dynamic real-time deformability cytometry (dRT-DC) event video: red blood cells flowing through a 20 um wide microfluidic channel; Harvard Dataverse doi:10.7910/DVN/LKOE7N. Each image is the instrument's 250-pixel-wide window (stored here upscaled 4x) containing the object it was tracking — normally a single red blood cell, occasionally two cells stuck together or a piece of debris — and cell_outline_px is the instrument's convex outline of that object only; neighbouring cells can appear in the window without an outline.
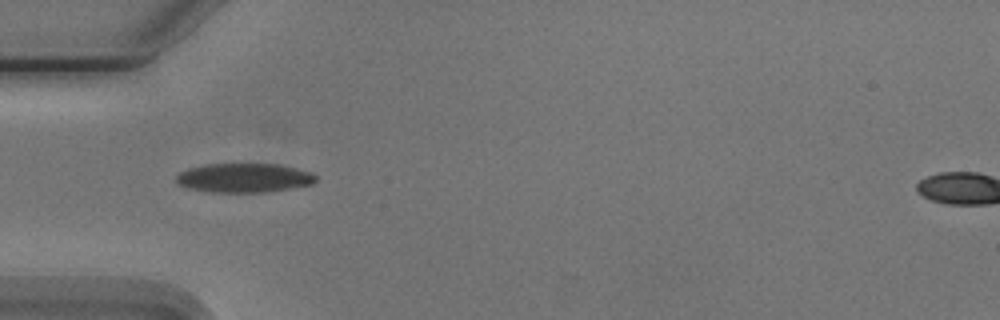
{"species": "Egyptian fruit bat (a non-hibernating species)", "species_latin": "Rousettus aegyptiacus", "temperature_condition": "cold", "stored_images_in_passage": 4, "camera_frame_rate_fps": 3000, "um_per_image_px": 0.085, "animal": {"sex": "male"}, "frame": {"image": 1, "passage_image": 1, "time_ms": 0.0, "image_size_px": [1000, 320], "cell_outline_px": [[316, 180], [312, 184], [268, 192], [208, 192], [188, 188], [176, 184], [176, 176], [180, 172], [188, 168], [204, 164], [276, 164], [296, 168], [312, 172], [316, 176]], "centroid_in_image_um": [20.71, 15.12], "position_along_channel_um": 64.3, "area_um2": 23.81}}
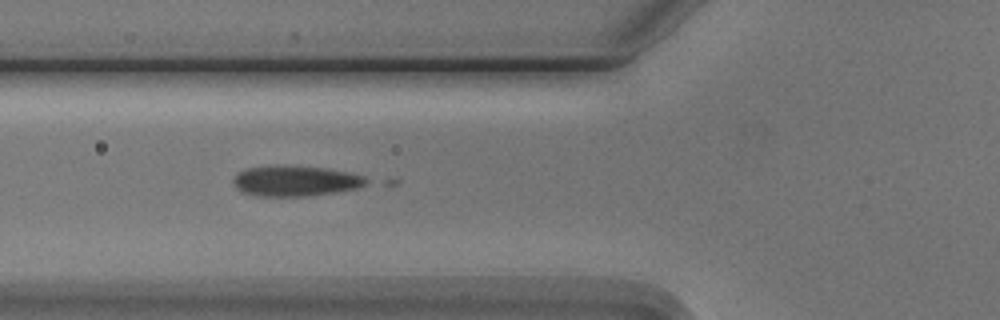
{"frame": {"image": 2, "passage_image": 2, "time_ms": 1.0, "image_size_px": [1000, 320], "cell_outline_px": [[372, 180], [368, 184], [360, 188], [336, 192], [308, 196], [256, 196], [244, 192], [236, 188], [232, 180], [236, 172], [244, 168], [276, 164], [324, 168], [348, 172], [364, 176]], "centroid_in_image_um": [25.11, 15.36], "position_along_channel_um": 100.7, "area_um2": 24.22}}